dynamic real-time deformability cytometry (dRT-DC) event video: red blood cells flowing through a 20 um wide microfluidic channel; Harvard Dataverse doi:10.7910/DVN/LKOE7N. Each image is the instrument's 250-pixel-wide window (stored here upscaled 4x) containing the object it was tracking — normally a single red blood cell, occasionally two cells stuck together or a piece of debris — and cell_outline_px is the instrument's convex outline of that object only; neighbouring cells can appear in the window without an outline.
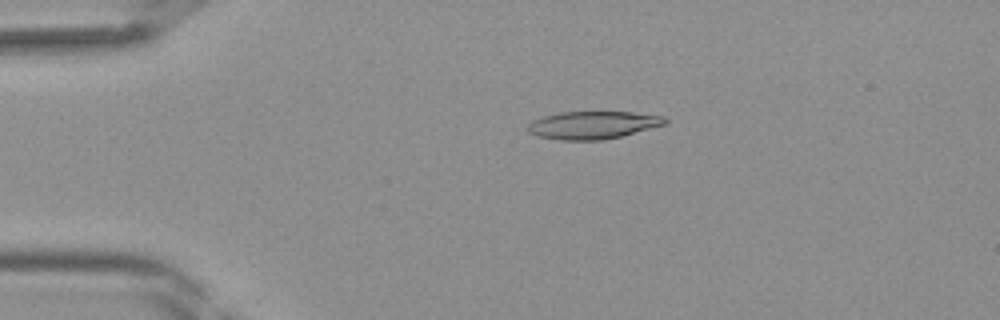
{"species": "Egyptian fruit bat (a non-hibernating species)", "species_latin": "Rousettus aegyptiacus", "temperature_condition": "room temperature", "stored_images_in_passage": 41, "camera_frame_rate_fps": 3000, "um_per_image_px": 0.085, "frame": {"image": 1, "passage_image": 9, "time_ms": 2.667, "image_size_px": [1000, 320], "cell_outline_px": [[668, 124], [604, 140], [560, 140], [536, 136], [528, 132], [528, 124], [532, 120], [544, 116], [560, 112], [632, 112], [664, 116], [668, 120]], "centroid_in_image_um": [50.4, 10.63], "position_along_channel_um": 34.6, "area_um2": 22.25}}
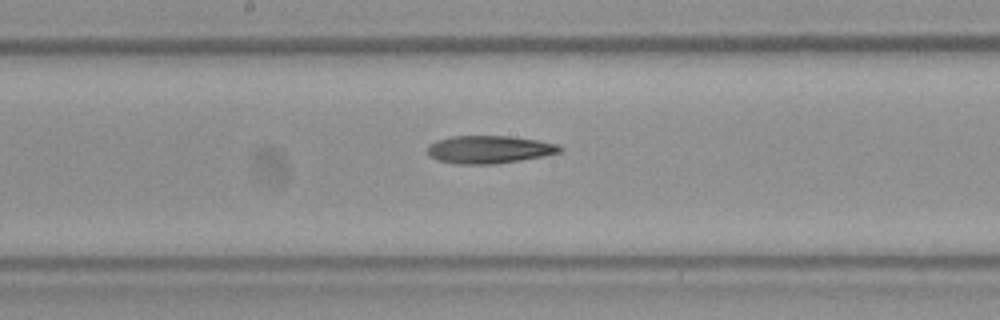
{"frame": {"image": 2, "passage_image": 22, "time_ms": 7.0, "image_size_px": [1000, 320], "cell_outline_px": [[564, 148], [560, 152], [544, 156], [496, 164], [456, 164], [436, 160], [428, 156], [428, 144], [436, 140], [452, 136], [508, 136], [536, 140], [560, 144]], "centroid_in_image_um": [41.57, 12.71], "position_along_channel_um": 206.6, "area_um2": 21.62}}
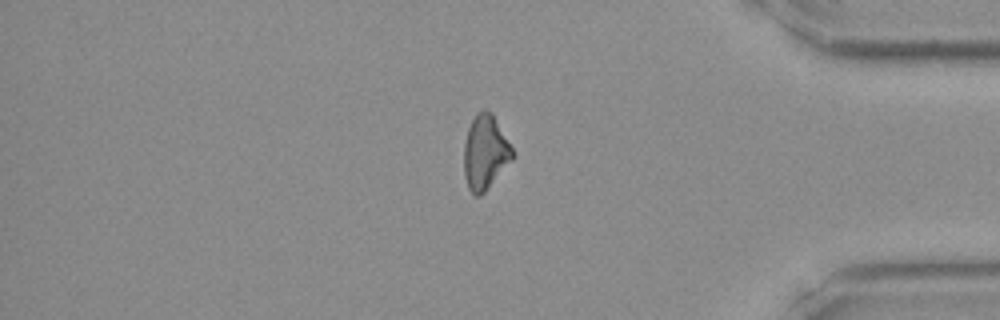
{"frame": {"image": 3, "passage_image": 35, "time_ms": 11.333, "image_size_px": [1000, 320], "cell_outline_px": [[512, 160], [484, 192], [480, 196], [476, 196], [468, 188], [464, 176], [464, 144], [468, 128], [476, 112], [484, 108], [488, 108], [492, 112], [512, 148]], "centroid_in_image_um": [41.22, 12.91], "position_along_channel_um": 394.0, "area_um2": 20.92}}